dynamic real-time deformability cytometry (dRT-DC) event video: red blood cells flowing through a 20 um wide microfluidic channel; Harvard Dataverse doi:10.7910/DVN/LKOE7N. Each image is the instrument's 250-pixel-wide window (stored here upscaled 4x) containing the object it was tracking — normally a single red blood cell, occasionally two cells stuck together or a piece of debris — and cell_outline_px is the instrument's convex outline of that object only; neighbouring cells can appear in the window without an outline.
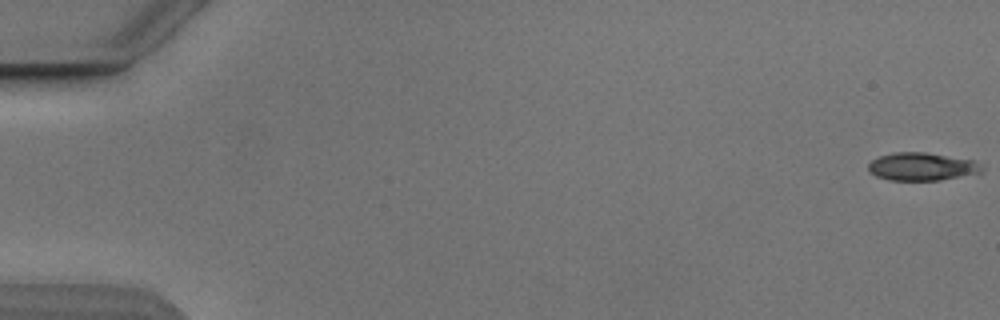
{"species": "Egyptian fruit bat (a non-hibernating species)", "species_latin": "Rousettus aegyptiacus", "temperature_condition": "cold", "stored_images_in_passage": 12, "camera_frame_rate_fps": 3000, "um_per_image_px": 0.085, "animal": {"sex": "male"}, "frame": {"image": 1, "passage_image": 1, "time_ms": 0.0, "image_size_px": [1000, 320], "cell_outline_px": [[984, 168], [980, 172], [940, 180], [888, 180], [876, 176], [868, 172], [868, 164], [872, 160], [880, 156], [896, 152], [924, 152], [972, 160]], "centroid_in_image_um": [78.29, 14.16], "position_along_channel_um": 6.7, "area_um2": 18.21}}